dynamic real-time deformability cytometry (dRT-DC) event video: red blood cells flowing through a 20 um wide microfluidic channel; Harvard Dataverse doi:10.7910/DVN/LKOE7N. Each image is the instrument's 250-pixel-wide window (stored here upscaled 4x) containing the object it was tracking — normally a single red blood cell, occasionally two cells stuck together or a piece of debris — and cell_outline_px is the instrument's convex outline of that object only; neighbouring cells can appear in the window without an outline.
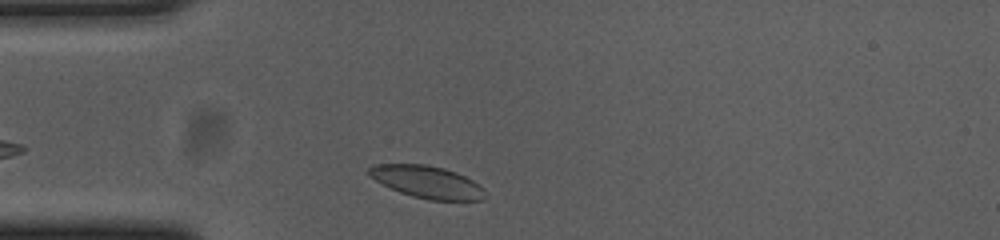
{"species": "common noctule bat (a hibernating species)", "species_latin": "Nyctalus noctula", "temperature_condition": "cold", "stored_images_in_passage": 32, "camera_frame_rate_fps": 3000, "um_per_image_px": 0.085, "animal": {"sex": "female", "body_mass_g": 23.0, "forearm_length_mm": 53.4}, "frame": {"image": 1, "passage_image": 2, "time_ms": 0.333, "image_size_px": [1000, 240], "cell_outline_px": [[484, 200], [428, 200], [412, 196], [400, 192], [376, 180], [368, 172], [368, 168], [376, 164], [424, 164], [444, 168], [456, 172], [480, 184], [484, 188]], "centroid_in_image_um": [36.34, 15.47], "position_along_channel_um": 48.7, "area_um2": 21.62}}
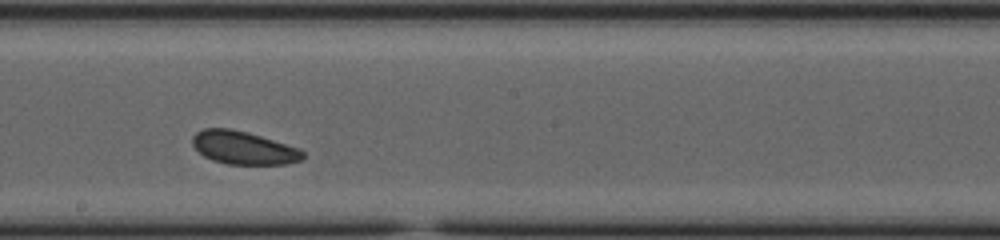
{"frame": {"image": 2, "passage_image": 18, "time_ms": 5.667, "image_size_px": [1000, 240], "cell_outline_px": [[304, 156], [300, 160], [288, 164], [228, 164], [212, 160], [204, 156], [192, 144], [192, 136], [196, 132], [204, 128], [228, 128], [248, 132], [300, 148], [304, 152]], "centroid_in_image_um": [20.7, 12.56], "position_along_channel_um": 227.5, "area_um2": 21.27}}
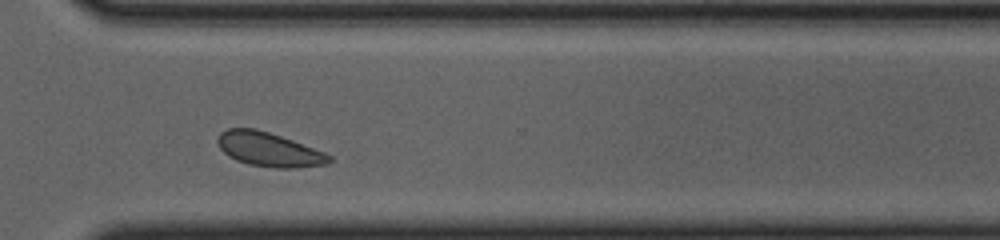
{"frame": {"image": 3, "passage_image": 28, "time_ms": 9.0, "image_size_px": [1000, 240], "cell_outline_px": [[332, 160], [328, 164], [296, 168], [276, 168], [248, 164], [236, 160], [228, 156], [220, 148], [216, 140], [220, 132], [228, 128], [256, 128], [292, 140], [324, 152], [332, 156]], "centroid_in_image_um": [22.84, 12.71], "position_along_channel_um": 347.8, "area_um2": 22.2}, "authors_computed_cell_mechanics": {"area_um2": 21.675, "velocity_mm_per_s": 3.5972, "shape_relaxation_time_tau1_ms": null, "shape_relaxation_time_tau2_ms": 4.8035, "deformation_change_tau1": null, "deformation_change_tau2": 0.1018}}